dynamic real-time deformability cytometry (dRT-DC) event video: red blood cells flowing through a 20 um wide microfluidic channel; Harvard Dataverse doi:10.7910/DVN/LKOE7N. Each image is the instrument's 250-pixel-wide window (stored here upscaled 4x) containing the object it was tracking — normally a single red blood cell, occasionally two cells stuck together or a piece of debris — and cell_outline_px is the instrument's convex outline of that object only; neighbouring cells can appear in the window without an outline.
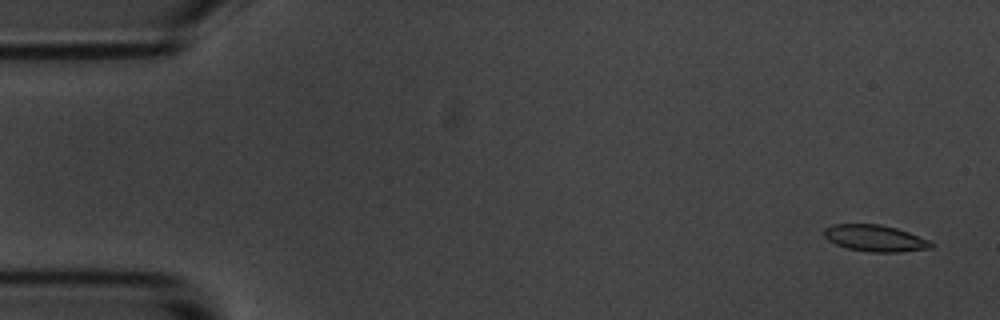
{"species": "common noctule bat (a hibernating species)", "species_latin": "Nyctalus noctula", "temperature_condition": "room temperature", "stored_images_in_passage": 13, "camera_frame_rate_fps": 3000, "um_per_image_px": 0.085, "animal": {"sex": "male", "body_mass_g": 20.1, "forearm_length_mm": 53.5}, "frame": {"image": 1, "passage_image": 1, "time_ms": 0.0, "image_size_px": [1000, 320], "cell_outline_px": [[936, 244], [932, 248], [900, 252], [868, 252], [844, 248], [828, 240], [824, 236], [824, 228], [832, 224], [880, 224], [896, 228], [932, 240]], "centroid_in_image_um": [74.41, 20.25], "position_along_channel_um": 10.6, "area_um2": 16.88}}
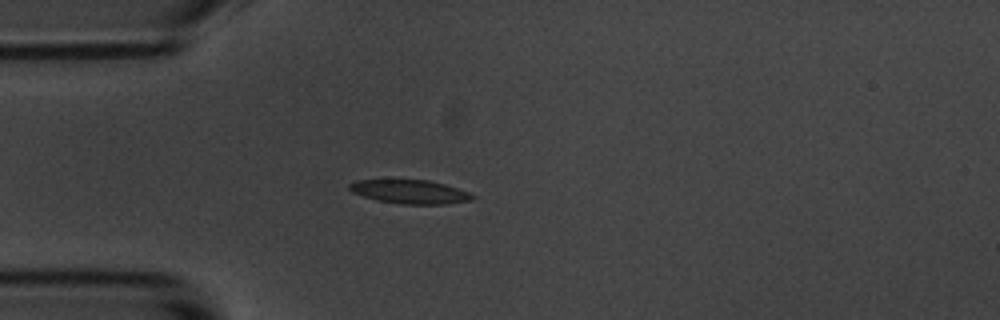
{"frame": {"image": 2, "passage_image": 4, "time_ms": 4.333, "image_size_px": [1000, 320], "cell_outline_px": [[476, 196], [472, 200], [444, 204], [400, 204], [376, 200], [352, 192], [348, 188], [348, 184], [356, 180], [428, 180], [444, 184], [468, 192]], "centroid_in_image_um": [34.83, 16.3], "position_along_channel_um": 50.2, "area_um2": 16.94}}
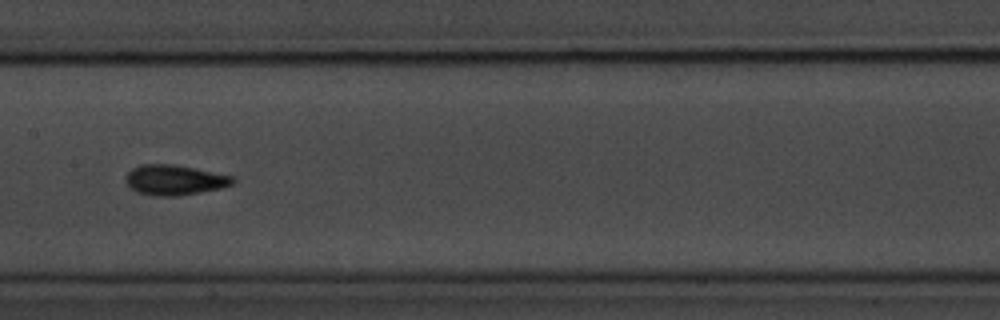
{"frame": {"image": 3, "passage_image": 8, "time_ms": 8.667, "image_size_px": [1000, 320], "cell_outline_px": [[236, 180], [232, 184], [220, 188], [200, 192], [176, 196], [156, 196], [136, 192], [124, 180], [124, 176], [132, 168], [140, 164], [172, 164], [232, 176]], "centroid_in_image_um": [14.78, 15.3], "position_along_channel_um": 192.6, "area_um2": 18.67}, "authors_computed_cell_mechanics": {"area_um2": 16.9354, "velocity_mm_per_s": 3.5042, "shape_relaxation_time_tau1_ms": 3.3303, "shape_relaxation_time_tau2_ms": 2.0139, "deformation_change_tau1": 0.1239, "deformation_change_tau2": 0.0687}}